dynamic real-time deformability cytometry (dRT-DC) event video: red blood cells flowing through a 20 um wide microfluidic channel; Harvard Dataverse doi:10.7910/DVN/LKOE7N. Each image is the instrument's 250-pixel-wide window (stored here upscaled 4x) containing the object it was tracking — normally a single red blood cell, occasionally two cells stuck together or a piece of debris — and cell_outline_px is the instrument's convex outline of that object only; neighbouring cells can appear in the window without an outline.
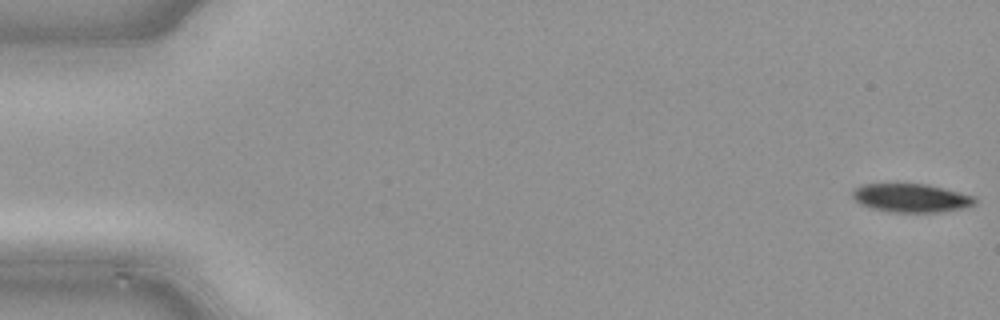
{"species": "common noctule bat (a hibernating species)", "species_latin": "Nyctalus noctula", "temperature_condition": "cold", "stored_images_in_passage": 16, "camera_frame_rate_fps": 3000, "um_per_image_px": 0.085, "animal": {"sex": "male", "body_mass_g": 21.5, "forearm_length_mm": 52.0}, "frame": {"image": 1, "passage_image": 1, "time_ms": 0.0, "image_size_px": [1000, 320], "cell_outline_px": [[976, 204], [960, 208], [936, 212], [896, 212], [872, 208], [860, 204], [852, 196], [852, 188], [860, 184], [928, 184], [976, 196]], "centroid_in_image_um": [77.43, 16.81], "position_along_channel_um": 7.6, "area_um2": 20.29}}
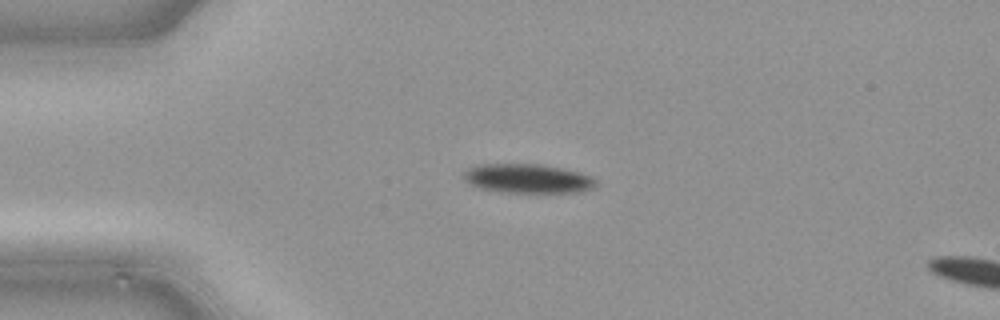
{"frame": {"image": 2, "passage_image": 12, "time_ms": 3.667, "image_size_px": [1000, 320], "cell_outline_px": [[596, 184], [592, 188], [576, 192], [500, 192], [476, 188], [468, 184], [460, 176], [468, 168], [476, 164], [540, 164], [564, 168], [580, 172], [592, 176], [596, 180]], "centroid_in_image_um": [44.78, 15.17], "position_along_channel_um": 40.2, "area_um2": 22.83}}